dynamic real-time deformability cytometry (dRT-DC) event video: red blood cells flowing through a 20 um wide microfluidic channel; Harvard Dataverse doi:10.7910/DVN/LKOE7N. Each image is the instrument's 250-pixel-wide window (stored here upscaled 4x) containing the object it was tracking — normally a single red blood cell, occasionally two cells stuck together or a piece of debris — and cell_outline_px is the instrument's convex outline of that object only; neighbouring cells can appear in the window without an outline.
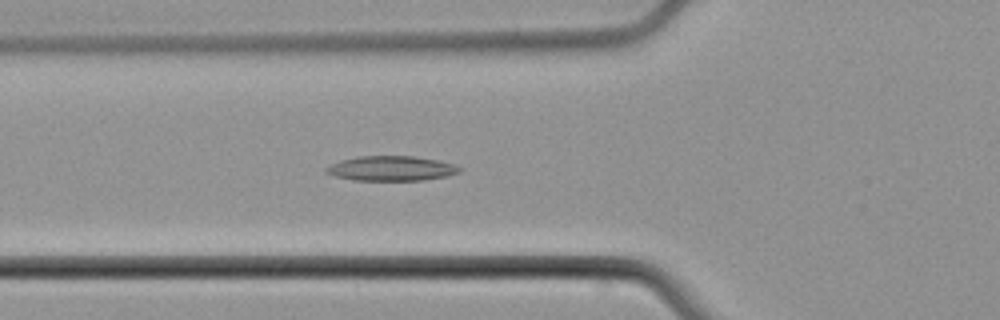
{"species": "common noctule bat (a hibernating species)", "species_latin": "Nyctalus noctula", "temperature_condition": "cold", "stored_images_in_passage": 37, "camera_frame_rate_fps": 3000, "um_per_image_px": 0.085, "animal": {"sex": "male", "body_mass_g": 21.5, "forearm_length_mm": 52.0}, "frame": {"image": 1, "passage_image": 6, "time_ms": 1.667, "image_size_px": [1000, 320], "cell_outline_px": [[460, 172], [448, 176], [424, 180], [352, 180], [336, 176], [324, 172], [324, 168], [332, 164], [356, 156], [412, 156], [436, 160], [452, 164], [460, 168]], "centroid_in_image_um": [33.24, 14.32], "position_along_channel_um": 92.6, "area_um2": 19.07}}
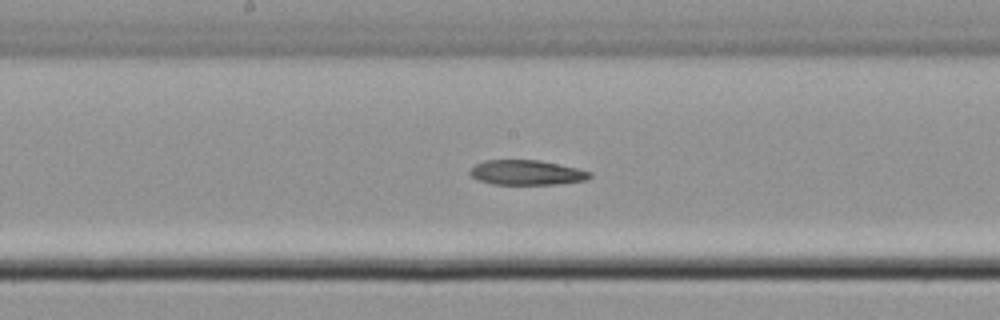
{"frame": {"image": 2, "passage_image": 14, "time_ms": 4.333, "image_size_px": [1000, 320], "cell_outline_px": [[592, 176], [588, 180], [556, 184], [492, 184], [476, 180], [468, 172], [476, 164], [484, 160], [540, 160], [576, 168], [592, 172]], "centroid_in_image_um": [44.76, 14.67], "position_along_channel_um": 203.4, "area_um2": 17.4}}
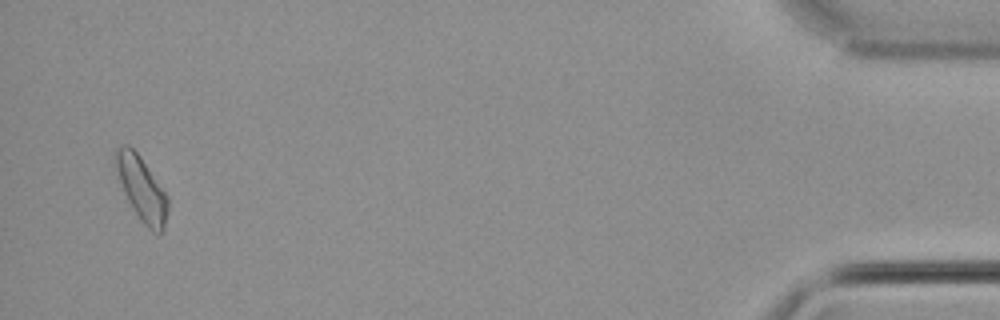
{"frame": {"image": 3, "passage_image": 36, "time_ms": 11.667, "image_size_px": [1000, 320], "cell_outline_px": [[168, 212], [164, 228], [156, 236], [140, 220], [132, 208], [124, 192], [116, 168], [116, 148], [124, 144], [128, 144], [140, 156], [168, 196]], "centroid_in_image_um": [12.07, 16.08], "position_along_channel_um": 423.1, "area_um2": 19.25}}